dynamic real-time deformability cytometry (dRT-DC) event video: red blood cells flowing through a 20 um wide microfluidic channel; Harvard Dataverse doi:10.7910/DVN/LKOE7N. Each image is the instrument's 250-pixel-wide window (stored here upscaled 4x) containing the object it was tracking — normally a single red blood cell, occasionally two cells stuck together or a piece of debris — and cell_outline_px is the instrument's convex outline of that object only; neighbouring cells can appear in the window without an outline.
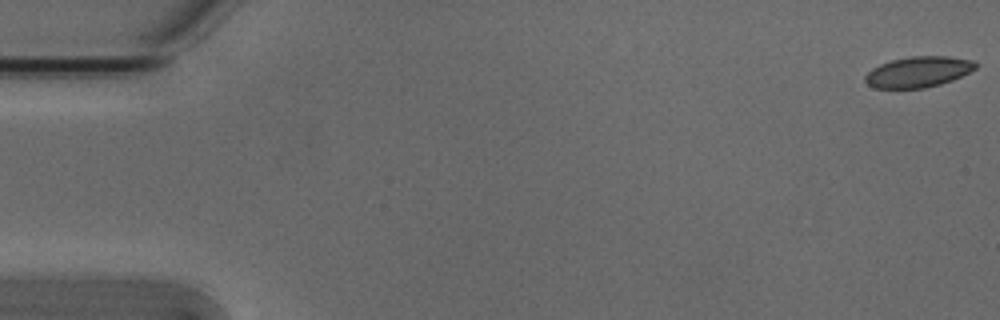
{"species": "Egyptian fruit bat (a non-hibernating species)", "species_latin": "Rousettus aegyptiacus", "temperature_condition": "cold", "stored_images_in_passage": 17, "camera_frame_rate_fps": 3000, "um_per_image_px": 0.085, "animal": {"sex": "male"}, "frame": {"image": 1, "passage_image": 1, "time_ms": 0.0, "image_size_px": [1000, 320], "cell_outline_px": [[976, 68], [952, 80], [940, 84], [924, 88], [876, 88], [868, 84], [864, 80], [864, 76], [872, 68], [880, 64], [892, 60], [912, 56], [948, 56], [972, 60], [976, 64]], "centroid_in_image_um": [78.03, 6.11], "position_along_channel_um": 7.0, "area_um2": 19.59}}